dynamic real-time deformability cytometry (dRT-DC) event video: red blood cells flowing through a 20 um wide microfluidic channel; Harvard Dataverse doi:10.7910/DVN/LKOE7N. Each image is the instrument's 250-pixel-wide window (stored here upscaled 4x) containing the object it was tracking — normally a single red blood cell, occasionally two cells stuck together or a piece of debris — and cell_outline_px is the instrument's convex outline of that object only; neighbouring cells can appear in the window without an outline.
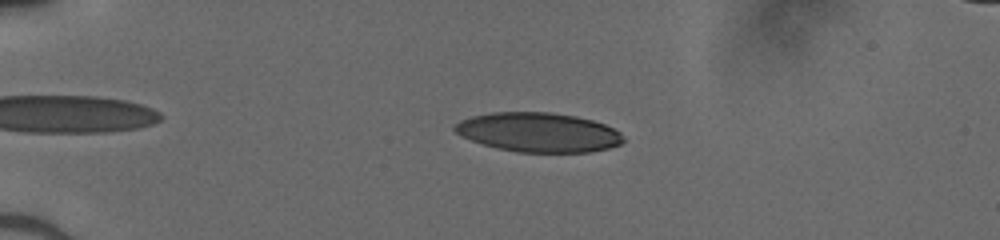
{"species": "human", "species_latin": "Homo sapiens", "temperature_condition": "cold", "stored_images_in_passage": 48, "camera_frame_rate_fps": 3000, "um_per_image_px": 0.085, "donor": {"sex": "male"}, "frame": {"image": 1, "passage_image": 10, "time_ms": 3.0, "image_size_px": [1000, 240], "cell_outline_px": [[624, 140], [620, 144], [608, 148], [588, 152], [516, 152], [496, 148], [472, 140], [456, 132], [452, 128], [460, 120], [472, 116], [492, 112], [552, 112], [576, 116], [592, 120], [604, 124], [620, 132]], "centroid_in_image_um": [45.77, 11.24], "position_along_channel_um": 39.2, "area_um2": 38.49}}
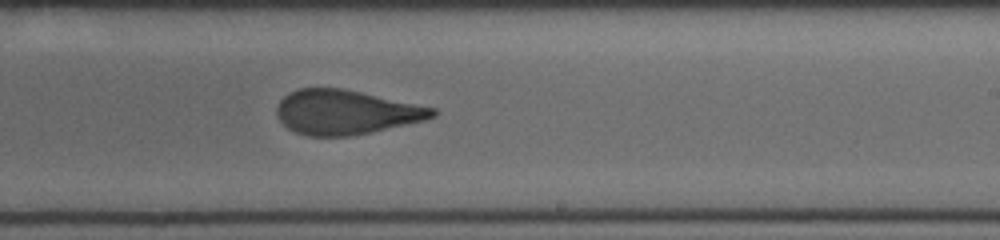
{"frame": {"image": 2, "passage_image": 30, "time_ms": 9.667, "image_size_px": [1000, 240], "cell_outline_px": [[436, 116], [424, 120], [408, 124], [372, 132], [352, 136], [308, 136], [296, 132], [288, 128], [276, 116], [276, 108], [280, 100], [288, 92], [296, 88], [340, 88], [360, 92], [436, 108]], "centroid_in_image_um": [29.36, 9.54], "position_along_channel_um": 259.6, "area_um2": 40.29}}
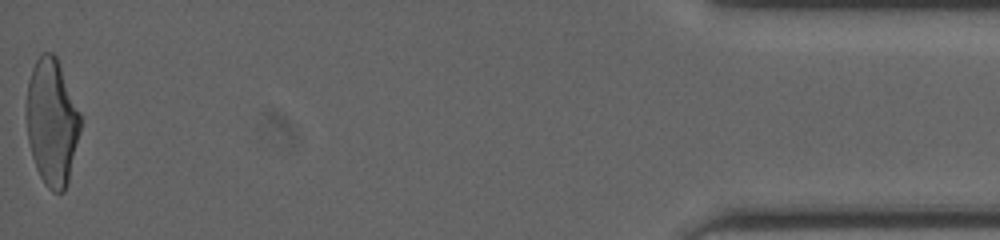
{"frame": {"image": 3, "passage_image": 48, "time_ms": 15.667, "image_size_px": [1000, 240], "cell_outline_px": [[80, 132], [68, 180], [64, 192], [52, 192], [44, 184], [36, 168], [32, 156], [28, 140], [24, 116], [28, 80], [32, 68], [36, 60], [44, 52], [52, 52], [56, 56], [80, 112]], "centroid_in_image_um": [4.38, 10.37], "position_along_channel_um": 430.8, "area_um2": 40.06}}